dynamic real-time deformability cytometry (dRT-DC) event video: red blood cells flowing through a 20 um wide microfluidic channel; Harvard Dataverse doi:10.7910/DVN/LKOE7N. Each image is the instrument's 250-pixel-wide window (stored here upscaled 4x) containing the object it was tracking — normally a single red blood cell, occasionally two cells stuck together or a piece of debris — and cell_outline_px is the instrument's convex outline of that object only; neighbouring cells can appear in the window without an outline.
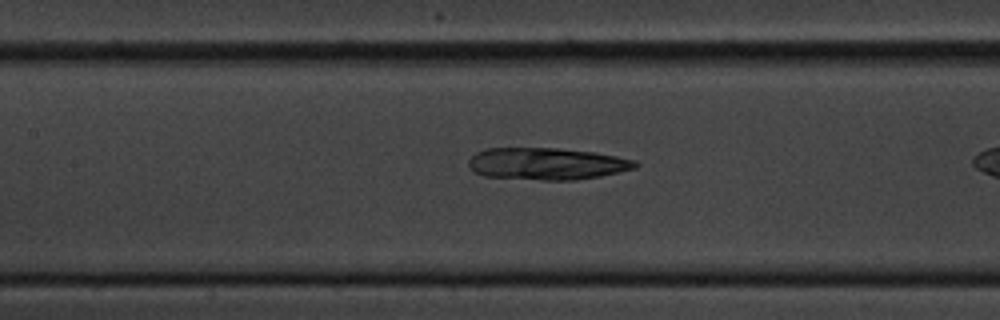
{"species": "common noctule bat (a hibernating species)", "species_latin": "Nyctalus noctula", "temperature_condition": "cold", "stored_images_in_passage": 30, "camera_frame_rate_fps": 3000, "um_per_image_px": 0.085, "animal": {"sex": "male", "body_mass_g": 20.1, "forearm_length_mm": 53.5}, "frame": {"image": 1, "passage_image": 18, "time_ms": 5.667, "image_size_px": [1000, 320], "cell_outline_px": [[640, 164], [636, 168], [600, 176], [572, 180], [540, 180], [484, 176], [476, 172], [468, 164], [468, 160], [476, 152], [484, 148], [556, 148], [596, 152], [636, 160]], "centroid_in_image_um": [46.49, 13.91], "position_along_channel_um": 160.9, "area_um2": 31.15}}
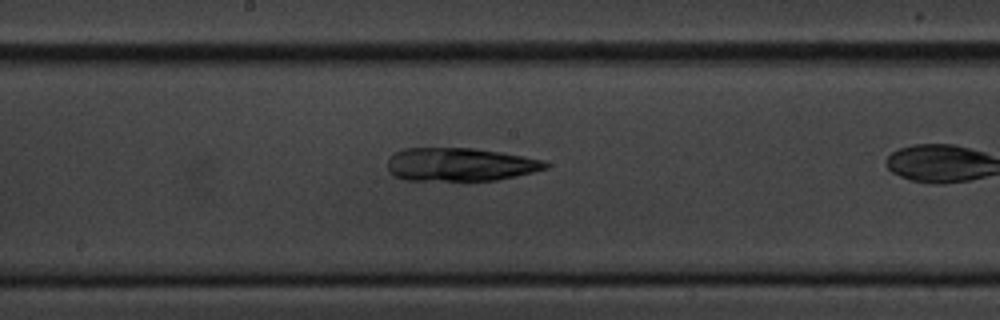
{"frame": {"image": 2, "passage_image": 22, "time_ms": 7.0, "image_size_px": [1000, 320], "cell_outline_px": [[548, 168], [516, 176], [496, 180], [404, 180], [388, 172], [388, 160], [400, 148], [476, 148], [500, 152], [544, 160], [548, 164]], "centroid_in_image_um": [39.09, 13.98], "position_along_channel_um": 209.1, "area_um2": 30.58}}